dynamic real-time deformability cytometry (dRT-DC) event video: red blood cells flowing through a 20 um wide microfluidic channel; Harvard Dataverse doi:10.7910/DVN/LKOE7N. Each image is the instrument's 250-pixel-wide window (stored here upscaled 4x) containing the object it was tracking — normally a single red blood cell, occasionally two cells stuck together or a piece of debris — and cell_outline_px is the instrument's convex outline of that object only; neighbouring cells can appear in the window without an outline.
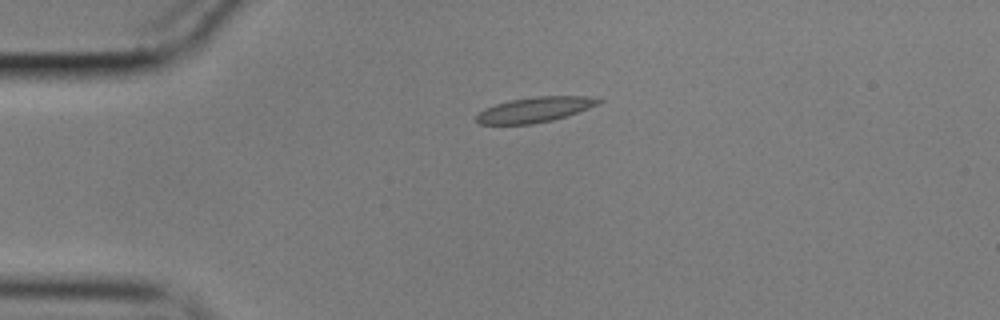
{"species": "common noctule bat (a hibernating species)", "species_latin": "Nyctalus noctula", "temperature_condition": "cold", "stored_images_in_passage": 44, "camera_frame_rate_fps": 3000, "um_per_image_px": 0.085, "animal": {"sex": "male", "body_mass_g": 17.9}, "frame": {"image": 1, "passage_image": 1, "time_ms": 0.0, "image_size_px": [1000, 320], "cell_outline_px": [[604, 100], [588, 108], [552, 120], [532, 124], [480, 124], [476, 120], [476, 116], [484, 108], [496, 104], [512, 100], [536, 96], [584, 96]], "centroid_in_image_um": [45.41, 9.32], "position_along_channel_um": 39.6, "area_um2": 17.51}}
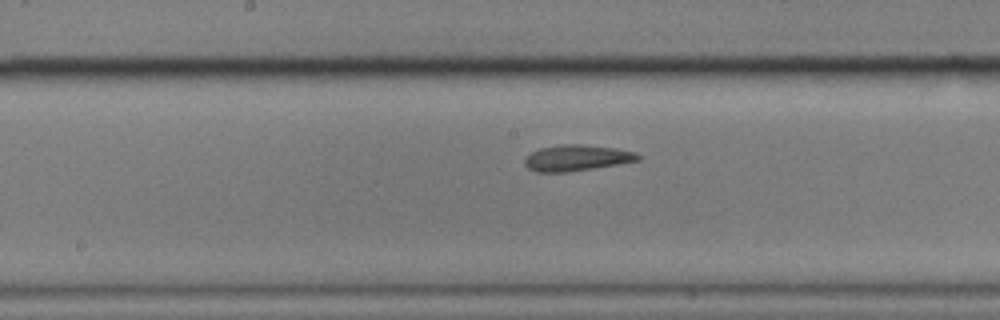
{"frame": {"image": 2, "passage_image": 17, "time_ms": 5.333, "image_size_px": [1000, 320], "cell_outline_px": [[640, 160], [568, 172], [536, 172], [528, 168], [524, 164], [524, 160], [532, 152], [540, 148], [560, 144], [580, 144], [616, 148], [636, 152], [640, 156]], "centroid_in_image_um": [49.01, 13.41], "position_along_channel_um": 199.2, "area_um2": 17.05}}
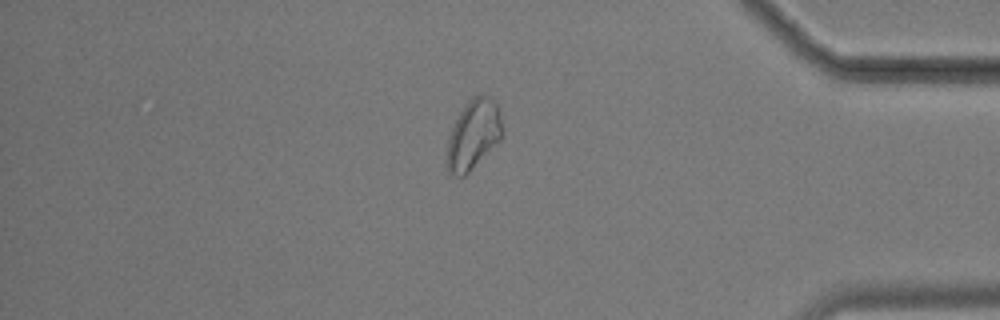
{"frame": {"image": 3, "passage_image": 36, "time_ms": 11.667, "image_size_px": [1000, 320], "cell_outline_px": [[504, 136], [464, 176], [448, 176], [444, 164], [448, 140], [452, 128], [464, 104], [472, 96], [480, 92], [484, 92], [496, 104], [500, 112]], "centroid_in_image_um": [40.21, 11.44], "position_along_channel_um": 395.0, "area_um2": 22.95}, "authors_computed_cell_mechanics": {"area_um2": 17.9758, "velocity_mm_per_s": 3.5347, "shape_relaxation_time_tau1_ms": null, "shape_relaxation_time_tau2_ms": 3.3545, "deformation_change_tau1": null, "deformation_change_tau2": 0.0714}}